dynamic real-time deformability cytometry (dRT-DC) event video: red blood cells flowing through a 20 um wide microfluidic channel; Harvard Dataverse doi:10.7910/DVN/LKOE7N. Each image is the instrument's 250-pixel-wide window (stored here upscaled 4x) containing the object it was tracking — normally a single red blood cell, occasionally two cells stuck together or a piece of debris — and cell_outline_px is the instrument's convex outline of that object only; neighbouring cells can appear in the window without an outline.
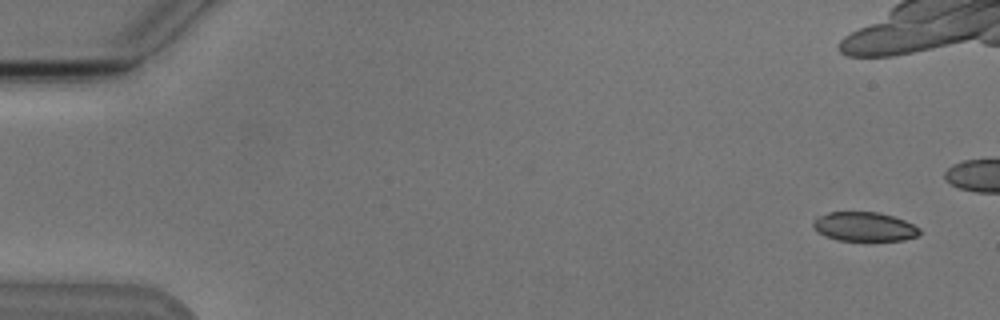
{"species": "Egyptian fruit bat (a non-hibernating species)", "species_latin": "Rousettus aegyptiacus", "temperature_condition": "cold", "stored_images_in_passage": 2, "camera_frame_rate_fps": 3000, "um_per_image_px": 0.085, "animal": {"sex": "male"}, "frame": {"image": 1, "passage_image": 1, "time_ms": 0.0, "image_size_px": [1000, 320], "cell_outline_px": [[920, 232], [916, 236], [904, 240], [836, 240], [824, 236], [816, 232], [812, 224], [812, 220], [816, 216], [828, 212], [880, 212], [904, 220], [920, 228]], "centroid_in_image_um": [73.4, 19.26], "position_along_channel_um": 11.6, "area_um2": 18.21}}